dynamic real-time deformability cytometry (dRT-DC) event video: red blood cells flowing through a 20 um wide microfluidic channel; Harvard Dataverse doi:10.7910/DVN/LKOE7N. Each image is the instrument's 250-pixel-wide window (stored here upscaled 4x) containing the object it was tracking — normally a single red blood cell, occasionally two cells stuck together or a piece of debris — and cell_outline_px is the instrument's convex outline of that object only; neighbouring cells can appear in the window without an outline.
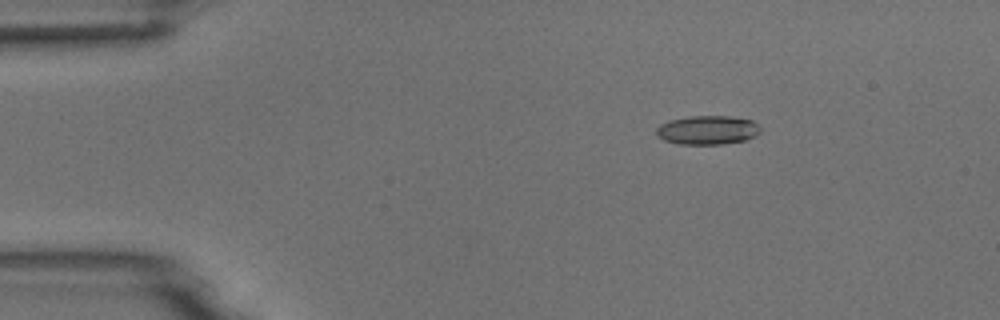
{"species": "common noctule bat (a hibernating species)", "species_latin": "Nyctalus noctula", "temperature_condition": "room temperature", "stored_images_in_passage": 4, "camera_frame_rate_fps": 3000, "um_per_image_px": 0.085, "animal": {"sex": "male", "body_mass_g": 18.8}, "frame": {"image": 1, "passage_image": 2, "time_ms": 1.333, "image_size_px": [1000, 320], "cell_outline_px": [[760, 132], [744, 140], [720, 144], [680, 144], [664, 140], [656, 136], [656, 128], [660, 124], [672, 120], [688, 116], [728, 116], [752, 120], [760, 124]], "centroid_in_image_um": [60.12, 11.05], "position_along_channel_um": 24.9, "area_um2": 17.46}}